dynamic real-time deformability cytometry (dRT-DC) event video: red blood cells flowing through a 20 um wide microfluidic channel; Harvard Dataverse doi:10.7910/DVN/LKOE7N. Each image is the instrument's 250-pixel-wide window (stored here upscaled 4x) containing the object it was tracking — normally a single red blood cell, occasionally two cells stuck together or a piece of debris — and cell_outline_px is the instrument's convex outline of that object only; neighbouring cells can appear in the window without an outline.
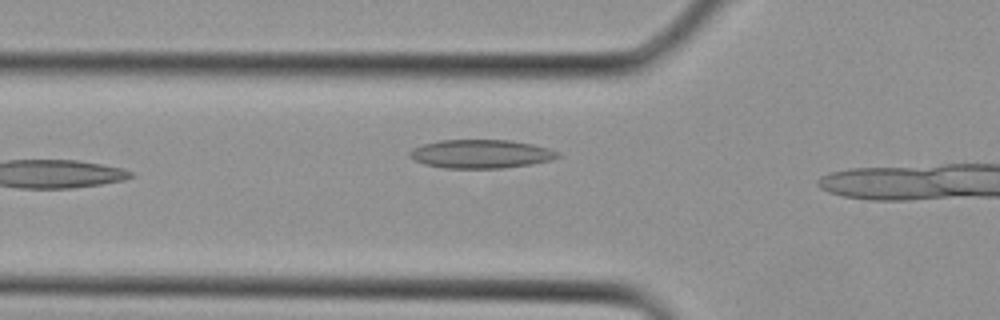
{"species": "Egyptian fruit bat (a non-hibernating species)", "species_latin": "Rousettus aegyptiacus", "temperature_condition": "cold", "stored_images_in_passage": 4, "camera_frame_rate_fps": 3000, "um_per_image_px": 0.085, "animal": {"sex": "female"}, "frame": {"image": 1, "passage_image": 2, "time_ms": 0.333, "image_size_px": [1000, 320], "cell_outline_px": [[560, 156], [552, 160], [532, 164], [504, 168], [444, 168], [424, 164], [408, 156], [408, 152], [412, 148], [424, 144], [440, 140], [512, 140], [532, 144], [548, 148], [560, 152]], "centroid_in_image_um": [40.89, 13.08], "position_along_channel_um": 84.9, "area_um2": 24.8}}